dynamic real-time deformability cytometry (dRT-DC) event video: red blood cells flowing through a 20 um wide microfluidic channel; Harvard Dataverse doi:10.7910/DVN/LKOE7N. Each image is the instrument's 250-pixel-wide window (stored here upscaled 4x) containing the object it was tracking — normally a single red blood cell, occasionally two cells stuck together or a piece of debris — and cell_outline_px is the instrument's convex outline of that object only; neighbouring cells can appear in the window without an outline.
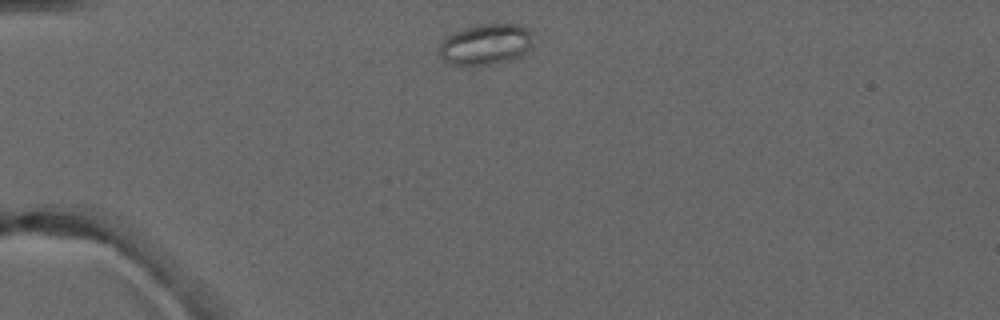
{"species": "common noctule bat (a hibernating species)", "species_latin": "Nyctalus noctula", "temperature_condition": "warm", "stored_images_in_passage": 2, "camera_frame_rate_fps": 3000, "um_per_image_px": 0.085, "animal": {"sex": "male", "forearm_length_mm": 52.5}, "frame": {"image": 1, "passage_image": 1, "time_ms": 0.0, "image_size_px": [1000, 320], "cell_outline_px": [[532, 48], [520, 56], [508, 60], [488, 64], [452, 64], [444, 60], [440, 56], [440, 44], [452, 32], [476, 24], [520, 24], [528, 28], [532, 44]], "centroid_in_image_um": [41.3, 3.74], "position_along_channel_um": 43.7, "area_um2": 22.08}}